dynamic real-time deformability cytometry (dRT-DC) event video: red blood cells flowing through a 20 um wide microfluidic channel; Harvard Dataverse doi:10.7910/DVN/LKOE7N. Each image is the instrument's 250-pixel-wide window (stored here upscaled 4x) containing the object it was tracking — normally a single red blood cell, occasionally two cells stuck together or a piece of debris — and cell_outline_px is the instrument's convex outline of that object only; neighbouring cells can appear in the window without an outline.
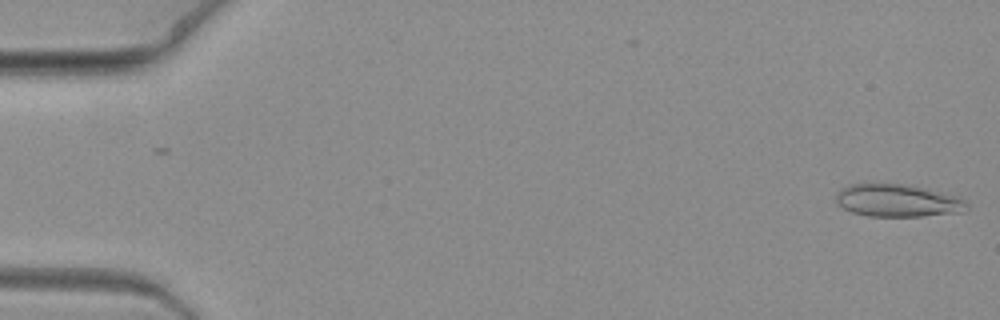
{"species": "common noctule bat (a hibernating species)", "species_latin": "Nyctalus noctula", "temperature_condition": "warm", "stored_images_in_passage": 6, "camera_frame_rate_fps": 3000, "um_per_image_px": 0.085, "animal": {"sex": "female", "body_mass_g": 19.3, "forearm_length_mm": 54.1}, "frame": {"image": 1, "passage_image": 1, "time_ms": 0.0, "image_size_px": [1000, 320], "cell_outline_px": [[968, 208], [964, 212], [920, 216], [868, 216], [852, 212], [836, 204], [836, 196], [844, 188], [852, 184], [904, 184], [924, 188], [956, 196], [964, 200], [968, 204]], "centroid_in_image_um": [76.32, 17.06], "position_along_channel_um": 8.7, "area_um2": 24.51}}
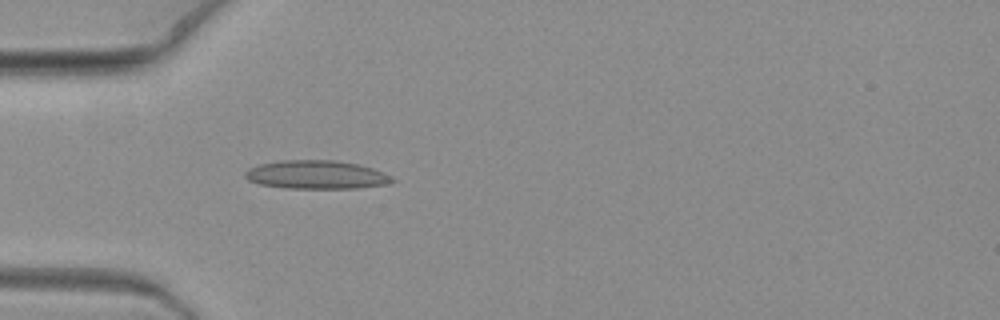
{"frame": {"image": 2, "passage_image": 6, "time_ms": 1.667, "image_size_px": [1000, 320], "cell_outline_px": [[396, 180], [388, 184], [356, 188], [284, 188], [260, 184], [248, 180], [244, 176], [244, 172], [248, 168], [260, 164], [284, 160], [336, 160], [356, 164], [372, 168], [384, 172], [392, 176]], "centroid_in_image_um": [26.9, 14.85], "position_along_channel_um": 58.1, "area_um2": 24.45}}